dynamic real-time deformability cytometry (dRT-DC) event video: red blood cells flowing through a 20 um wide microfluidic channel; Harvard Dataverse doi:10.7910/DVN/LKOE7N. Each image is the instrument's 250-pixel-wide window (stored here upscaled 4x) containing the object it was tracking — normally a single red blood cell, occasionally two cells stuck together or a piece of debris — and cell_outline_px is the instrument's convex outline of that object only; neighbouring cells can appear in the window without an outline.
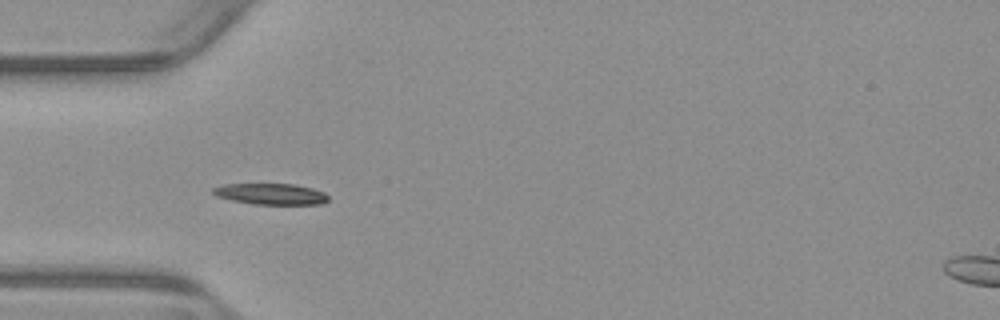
{"species": "common noctule bat (a hibernating species)", "species_latin": "Nyctalus noctula", "temperature_condition": "warm", "stored_images_in_passage": 41, "camera_frame_rate_fps": 3000, "um_per_image_px": 0.085, "animal": {"sex": "male", "body_mass_g": 23.1, "forearm_length_mm": 52.7}, "frame": {"image": 1, "passage_image": 4, "time_ms": 1.0, "image_size_px": [1000, 320], "cell_outline_px": [[328, 200], [320, 204], [252, 204], [232, 200], [216, 196], [212, 192], [212, 188], [224, 184], [292, 184], [312, 188], [324, 192], [328, 196]], "centroid_in_image_um": [23.0, 16.49], "position_along_channel_um": 62.0, "area_um2": 14.1}}
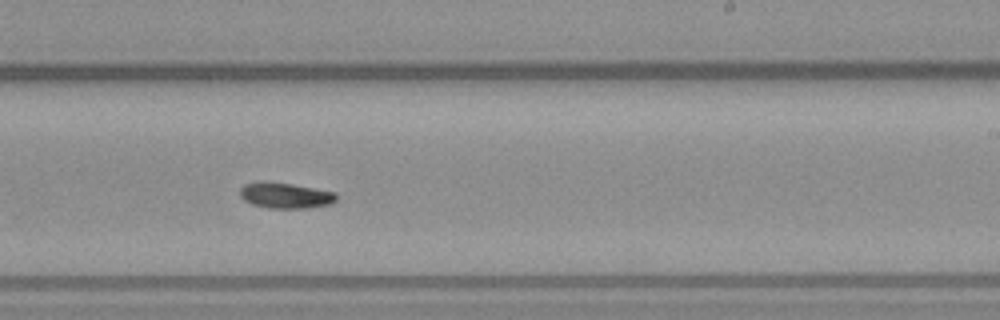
{"frame": {"image": 2, "passage_image": 20, "time_ms": 6.333, "image_size_px": [1000, 320], "cell_outline_px": [[336, 200], [328, 204], [304, 208], [272, 208], [252, 204], [244, 200], [240, 196], [240, 188], [244, 184], [260, 180], [264, 180], [292, 184], [336, 192]], "centroid_in_image_um": [24.2, 16.59], "position_along_channel_um": 264.8, "area_um2": 14.45}}
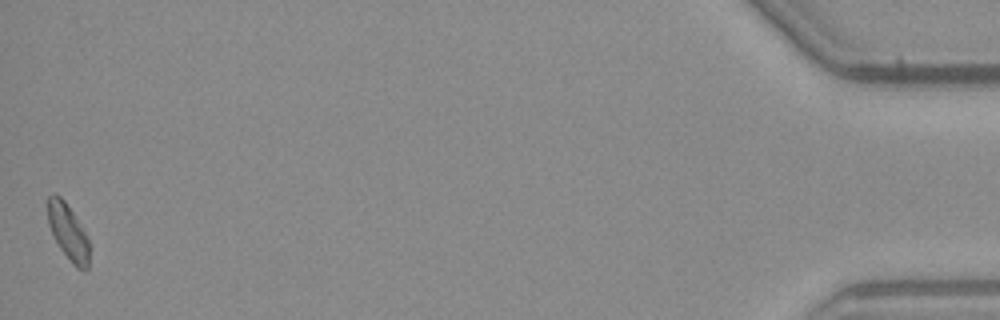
{"frame": {"image": 3, "passage_image": 41, "time_ms": 13.333, "image_size_px": [1000, 320], "cell_outline_px": [[88, 268], [84, 272], [76, 268], [72, 264], [60, 248], [48, 224], [48, 196], [52, 192], [56, 192], [64, 200], [88, 236]], "centroid_in_image_um": [5.78, 19.72], "position_along_channel_um": 429.4, "area_um2": 13.47}, "authors_computed_cell_mechanics": {"area_um2": 14.1032, "velocity_mm_per_s": 3.8217, "shape_relaxation_time_tau1_ms": 3.5278, "shape_relaxation_time_tau2_ms": 5.6204, "deformation_change_tau1": 0.1296, "deformation_change_tau2": 0.084}}